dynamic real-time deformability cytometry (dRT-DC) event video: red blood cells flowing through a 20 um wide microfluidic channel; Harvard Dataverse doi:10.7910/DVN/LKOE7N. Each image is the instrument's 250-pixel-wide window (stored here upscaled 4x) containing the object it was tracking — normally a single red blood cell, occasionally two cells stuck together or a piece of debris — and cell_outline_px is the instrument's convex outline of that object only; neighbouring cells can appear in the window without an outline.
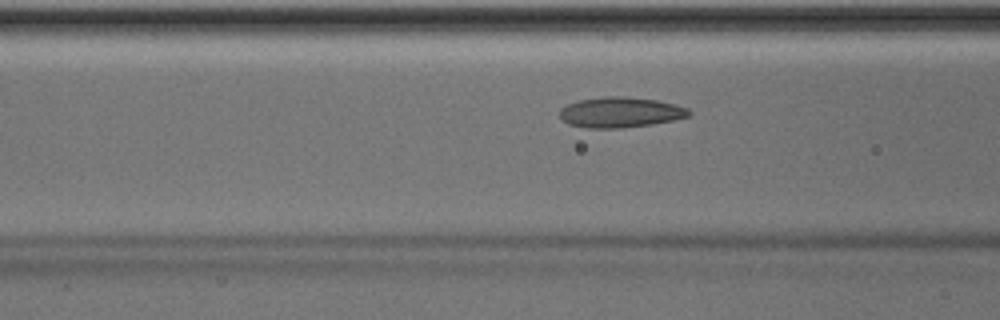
{"species": "Egyptian fruit bat (a non-hibernating species)", "species_latin": "Rousettus aegyptiacus", "temperature_condition": "room temperature", "stored_images_in_passage": 13, "camera_frame_rate_fps": 3000, "um_per_image_px": 0.085, "animal": {"sex": "male"}, "frame": {"image": 1, "passage_image": 11, "time_ms": 3.333, "image_size_px": [1000, 320], "cell_outline_px": [[692, 112], [688, 116], [672, 120], [652, 124], [620, 128], [588, 128], [568, 124], [560, 116], [560, 108], [568, 104], [580, 100], [604, 96], [624, 96], [656, 100], [676, 104], [688, 108]], "centroid_in_image_um": [52.74, 9.54], "position_along_channel_um": 113.9, "area_um2": 22.83}}